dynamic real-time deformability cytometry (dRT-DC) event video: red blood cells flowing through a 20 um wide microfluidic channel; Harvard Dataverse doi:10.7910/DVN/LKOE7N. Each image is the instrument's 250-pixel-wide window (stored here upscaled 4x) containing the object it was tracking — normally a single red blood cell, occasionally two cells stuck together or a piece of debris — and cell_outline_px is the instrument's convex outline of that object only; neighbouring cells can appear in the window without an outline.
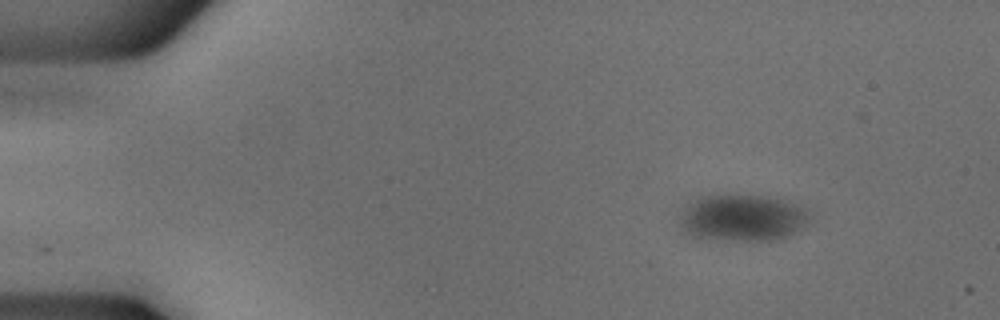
{"species": "common noctule bat (a hibernating species)", "species_latin": "Nyctalus noctula", "temperature_condition": "cold", "stored_images_in_passage": 53, "camera_frame_rate_fps": 3000, "um_per_image_px": 0.085, "animal": {"sex": "male", "body_mass_g": 18.8}, "frame": {"image": 1, "passage_image": 7, "time_ms": 2.0, "image_size_px": [1000, 320], "cell_outline_px": [[808, 220], [800, 228], [788, 236], [768, 240], [736, 240], [692, 236], [680, 224], [680, 212], [688, 204], [700, 196], [724, 192], [760, 196], [780, 200], [804, 208], [808, 212]], "centroid_in_image_um": [63.04, 18.47], "position_along_channel_um": 22.0, "area_um2": 35.03}}
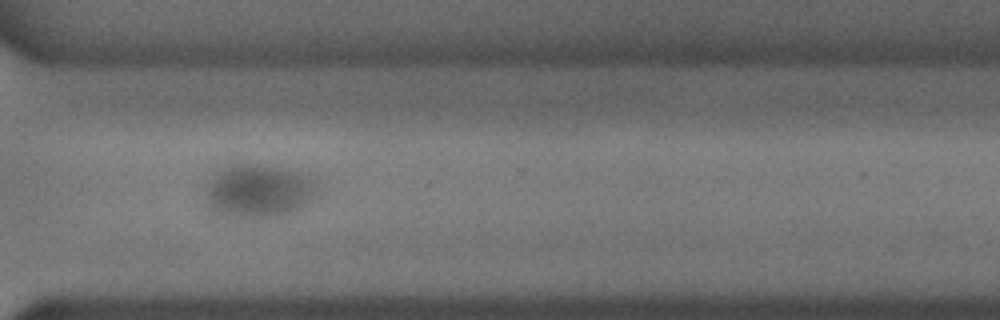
{"frame": {"image": 2, "passage_image": 40, "time_ms": 13.0, "image_size_px": [1000, 320], "cell_outline_px": [[320, 192], [312, 200], [296, 212], [280, 216], [228, 216], [216, 212], [208, 208], [204, 204], [204, 184], [212, 172], [228, 164], [260, 164], [288, 168], [308, 176], [316, 180], [320, 188]], "centroid_in_image_um": [21.95, 16.2], "position_along_channel_um": 348.7, "area_um2": 36.01}}
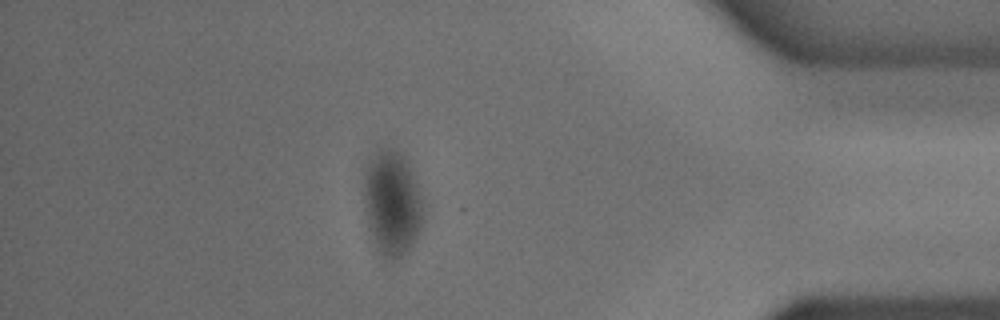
{"frame": {"image": 3, "passage_image": 47, "time_ms": 15.333, "image_size_px": [1000, 320], "cell_outline_px": [[424, 212], [416, 236], [408, 252], [392, 260], [388, 260], [380, 252], [368, 228], [364, 204], [364, 180], [368, 156], [380, 148], [396, 148], [404, 156], [412, 172], [416, 184]], "centroid_in_image_um": [33.29, 17.21], "position_along_channel_um": 401.9, "area_um2": 36.01}}